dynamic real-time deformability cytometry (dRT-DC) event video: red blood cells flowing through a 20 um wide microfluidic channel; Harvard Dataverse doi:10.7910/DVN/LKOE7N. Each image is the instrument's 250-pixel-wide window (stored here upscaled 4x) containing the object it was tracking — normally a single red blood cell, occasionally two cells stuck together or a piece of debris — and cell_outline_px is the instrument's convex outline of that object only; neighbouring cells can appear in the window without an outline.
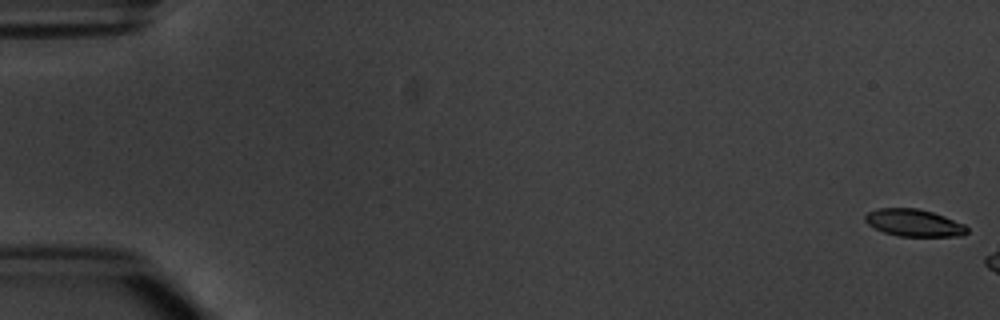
{"species": "common noctule bat (a hibernating species)", "species_latin": "Nyctalus noctula", "temperature_condition": "warm", "stored_images_in_passage": 4, "camera_frame_rate_fps": 3000, "um_per_image_px": 0.085, "animal": {"sex": "male", "body_mass_g": 20.1, "forearm_length_mm": 53.5}, "frame": {"image": 1, "passage_image": 1, "time_ms": 0.0, "image_size_px": [1000, 320], "cell_outline_px": [[968, 232], [964, 236], [900, 236], [884, 232], [868, 224], [864, 220], [864, 216], [868, 212], [880, 208], [916, 208], [932, 212], [944, 216], [964, 224], [968, 228]], "centroid_in_image_um": [77.7, 18.94], "position_along_channel_um": 7.3, "area_um2": 16.07}}